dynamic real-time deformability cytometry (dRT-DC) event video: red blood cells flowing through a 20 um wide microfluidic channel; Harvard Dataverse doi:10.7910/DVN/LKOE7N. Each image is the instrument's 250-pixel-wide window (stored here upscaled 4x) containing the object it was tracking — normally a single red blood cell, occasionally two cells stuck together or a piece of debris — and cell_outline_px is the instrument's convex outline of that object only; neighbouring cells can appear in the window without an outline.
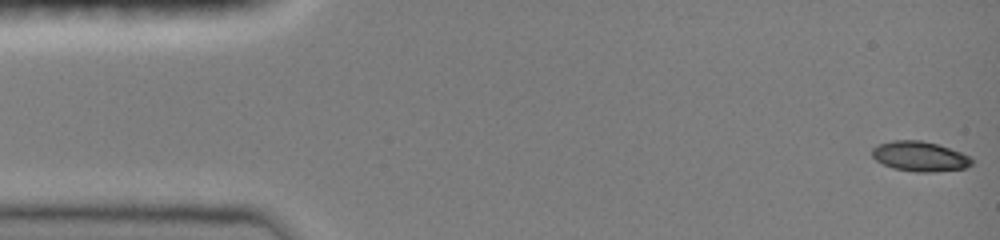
{"species": "common noctule bat (a hibernating species)", "species_latin": "Nyctalus noctula", "temperature_condition": "room temperature", "stored_images_in_passage": 45, "camera_frame_rate_fps": 3000, "um_per_image_px": 0.085, "animal": {"sex": "female", "body_mass_g": 19.0, "forearm_length_mm": 51.5}, "frame": {"image": 1, "passage_image": 1, "time_ms": 0.0, "image_size_px": [1000, 240], "cell_outline_px": [[972, 164], [964, 168], [932, 172], [916, 172], [892, 168], [876, 160], [872, 156], [872, 148], [880, 144], [892, 140], [920, 140], [936, 144], [972, 156]], "centroid_in_image_um": [78.18, 13.29], "position_along_channel_um": 6.8, "area_um2": 17.28}}
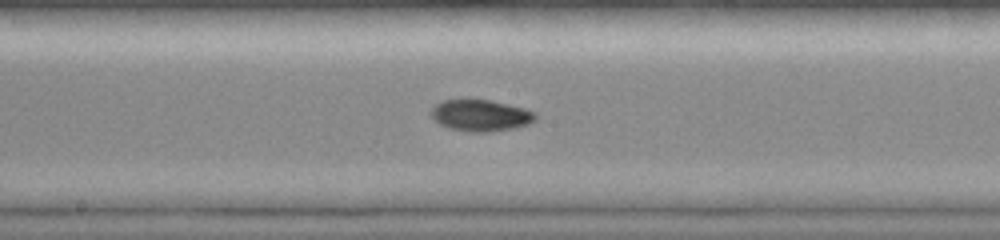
{"frame": {"image": 2, "passage_image": 23, "time_ms": 8.0, "image_size_px": [1000, 240], "cell_outline_px": [[536, 120], [528, 124], [512, 128], [488, 132], [468, 132], [448, 128], [440, 124], [432, 116], [432, 108], [440, 100], [492, 100], [524, 108], [536, 112]], "centroid_in_image_um": [40.87, 9.81], "position_along_channel_um": 207.3, "area_um2": 19.07}}
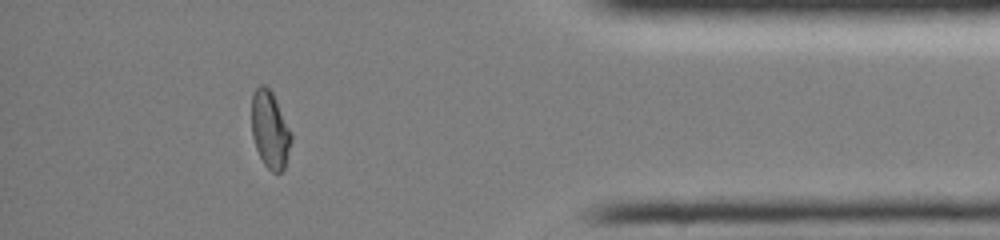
{"frame": {"image": 3, "passage_image": 40, "time_ms": 13.667, "image_size_px": [1000, 240], "cell_outline_px": [[292, 140], [284, 168], [280, 172], [272, 172], [264, 164], [256, 148], [252, 136], [252, 96], [256, 88], [260, 84], [264, 84], [272, 92], [276, 100], [292, 136]], "centroid_in_image_um": [22.94, 11.03], "position_along_channel_um": 412.3, "area_um2": 17.51}, "authors_computed_cell_mechanics": {"area_um2": 18.2648, "velocity_mm_per_s": 4.0623, "shape_relaxation_time_tau1_ms": 7.3157, "shape_relaxation_time_tau2_ms": 2.7018, "deformation_change_tau1": 0.2117, "deformation_change_tau2": 0.0456}}